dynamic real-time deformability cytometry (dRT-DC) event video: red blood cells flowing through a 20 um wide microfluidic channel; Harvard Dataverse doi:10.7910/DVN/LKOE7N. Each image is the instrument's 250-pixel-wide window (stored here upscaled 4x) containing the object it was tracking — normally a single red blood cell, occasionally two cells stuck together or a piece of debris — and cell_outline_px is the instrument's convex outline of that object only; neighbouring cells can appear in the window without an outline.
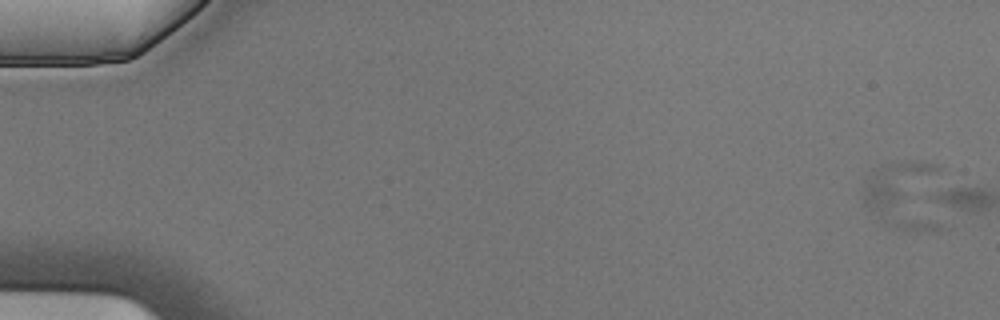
{"species": "Egyptian fruit bat (a non-hibernating species)", "species_latin": "Rousettus aegyptiacus", "temperature_condition": "cold", "stored_images_in_passage": 5, "camera_frame_rate_fps": 3000, "um_per_image_px": 0.085, "animal": {"sex": "male"}, "frame": {"image": 1, "passage_image": 1, "time_ms": 0.0, "image_size_px": [1000, 320], "cell_outline_px": [[940, 228], [928, 232], [896, 228], [880, 220], [868, 208], [864, 196], [864, 188], [872, 172], [888, 164], [932, 164], [940, 168]], "centroid_in_image_um": [76.99, 16.67], "position_along_channel_um": 8.0, "area_um2": 31.85}}